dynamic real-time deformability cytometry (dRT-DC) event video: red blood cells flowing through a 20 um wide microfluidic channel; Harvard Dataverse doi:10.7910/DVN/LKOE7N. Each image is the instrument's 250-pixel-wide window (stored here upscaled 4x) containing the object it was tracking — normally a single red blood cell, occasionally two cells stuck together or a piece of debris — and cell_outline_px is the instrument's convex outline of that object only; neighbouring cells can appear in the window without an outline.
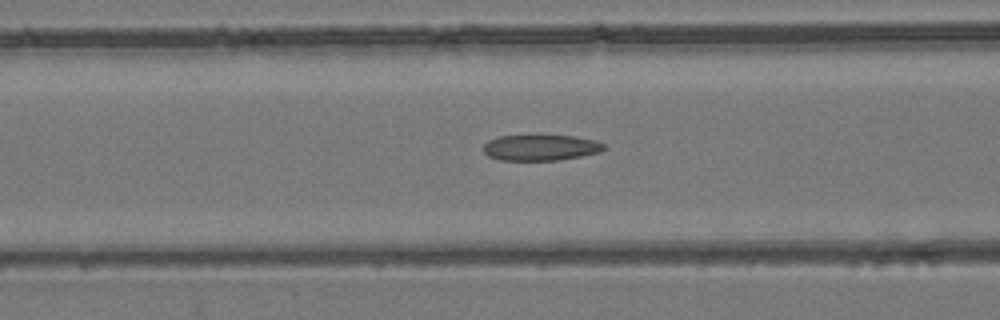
{"species": "common noctule bat (a hibernating species)", "species_latin": "Nyctalus noctula", "temperature_condition": "room temperature", "stored_images_in_passage": 53, "camera_frame_rate_fps": 3000, "um_per_image_px": 0.085, "animal": {"sex": "female", "body_mass_g": 24.6, "forearm_length_mm": 56.2}, "frame": {"image": 1, "passage_image": 22, "time_ms": 7.0, "image_size_px": [1000, 320], "cell_outline_px": [[604, 148], [600, 152], [560, 160], [500, 160], [488, 156], [484, 152], [484, 144], [488, 140], [500, 136], [576, 136], [592, 140], [604, 144]], "centroid_in_image_um": [45.93, 12.55], "position_along_channel_um": 120.7, "area_um2": 17.92}}
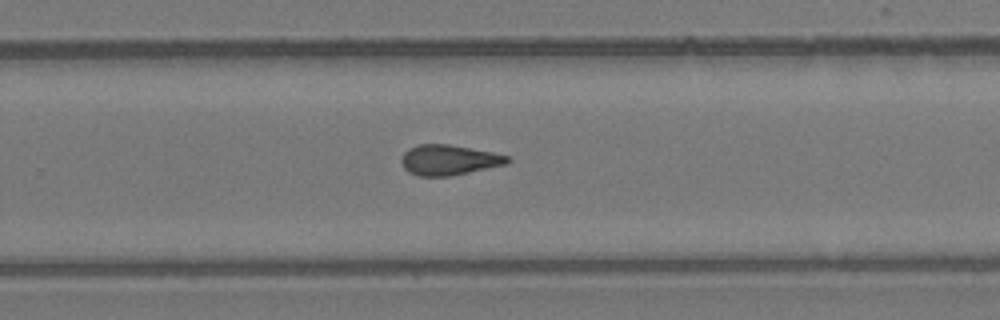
{"frame": {"image": 2, "passage_image": 35, "time_ms": 11.333, "image_size_px": [1000, 320], "cell_outline_px": [[512, 160], [508, 164], [452, 176], [420, 176], [408, 172], [404, 168], [400, 160], [404, 152], [408, 148], [416, 144], [448, 144], [492, 152], [508, 156]], "centroid_in_image_um": [38.15, 13.6], "position_along_channel_um": 291.6, "area_um2": 18.9}}
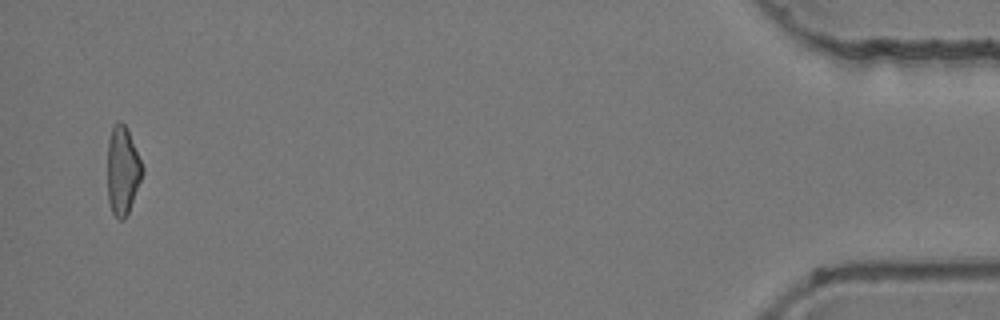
{"frame": {"image": 3, "passage_image": 52, "time_ms": 17.0, "image_size_px": [1000, 320], "cell_outline_px": [[144, 172], [128, 212], [124, 220], [120, 220], [112, 212], [108, 200], [108, 140], [112, 124], [116, 120], [120, 120], [124, 124], [128, 132], [144, 168]], "centroid_in_image_um": [10.41, 14.47], "position_along_channel_um": 424.8, "area_um2": 17.86}, "authors_computed_cell_mechanics": {"area_um2": 18.9006, "velocity_mm_per_s": 3.9522, "shape_relaxation_time_tau1_ms": null, "shape_relaxation_time_tau2_ms": 2.8027, "deformation_change_tau1": null, "deformation_change_tau2": 0.1202}}